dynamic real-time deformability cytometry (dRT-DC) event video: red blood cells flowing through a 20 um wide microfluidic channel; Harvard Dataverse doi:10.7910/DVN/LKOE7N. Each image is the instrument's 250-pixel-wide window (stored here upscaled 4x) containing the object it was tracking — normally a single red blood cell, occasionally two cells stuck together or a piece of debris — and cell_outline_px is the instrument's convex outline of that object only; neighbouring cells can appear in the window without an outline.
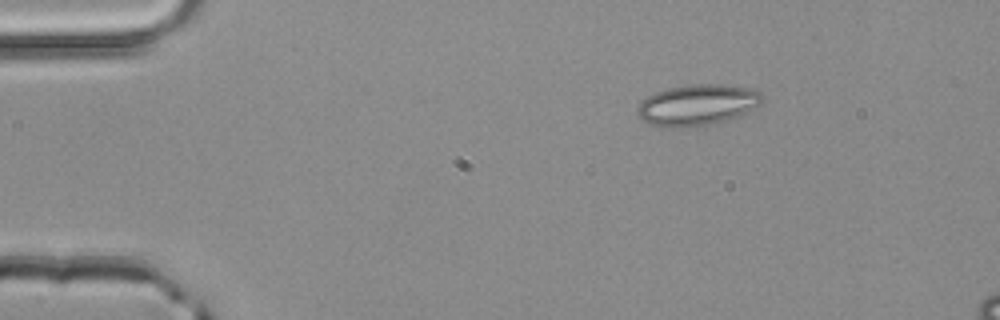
{"species": "common noctule bat (a hibernating species)", "species_latin": "Nyctalus noctula", "temperature_condition": "room temperature", "stored_images_in_passage": 2, "camera_frame_rate_fps": 3000, "um_per_image_px": 0.085, "animal": {"sex": "male", "body_mass_g": 20.4}, "frame": {"image": 1, "passage_image": 1, "time_ms": 0.0, "image_size_px": [1000, 320], "cell_outline_px": [[764, 96], [760, 104], [740, 116], [708, 124], [684, 128], [660, 128], [644, 120], [636, 112], [636, 108], [648, 96], [656, 92], [668, 88], [688, 84], [724, 84], [756, 88]], "centroid_in_image_um": [59.3, 8.91], "position_along_channel_um": 25.7, "area_um2": 30.06}}